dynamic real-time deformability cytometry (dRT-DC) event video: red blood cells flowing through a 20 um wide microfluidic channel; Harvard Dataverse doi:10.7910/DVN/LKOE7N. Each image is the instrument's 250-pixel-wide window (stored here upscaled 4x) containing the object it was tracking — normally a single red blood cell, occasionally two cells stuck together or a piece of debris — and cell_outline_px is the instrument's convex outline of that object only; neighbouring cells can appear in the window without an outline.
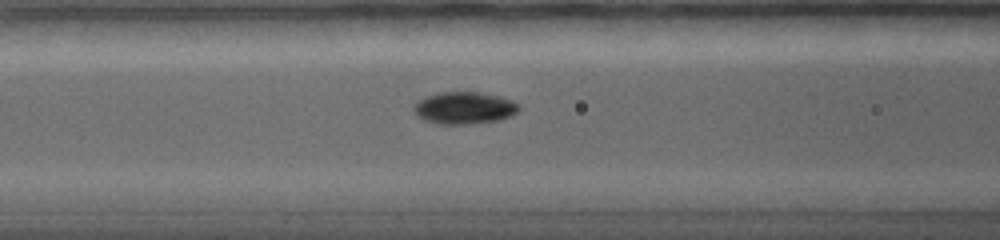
{"species": "common noctule bat (a hibernating species)", "species_latin": "Nyctalus noctula", "temperature_condition": "warm", "stored_images_in_passage": 23, "camera_frame_rate_fps": 5000, "um_per_image_px": 0.085, "animal": {"sex": "female", "body_mass_g": 19.0, "forearm_length_mm": 56.7}, "frame": {"image": 1, "passage_image": 7, "time_ms": 5.0, "image_size_px": [1000, 240], "cell_outline_px": [[520, 108], [512, 116], [500, 120], [468, 124], [436, 124], [424, 120], [416, 116], [412, 108], [412, 104], [424, 96], [440, 92], [476, 92], [496, 96], [512, 100]], "centroid_in_image_um": [39.39, 9.18], "position_along_channel_um": 127.2, "area_um2": 19.83}}
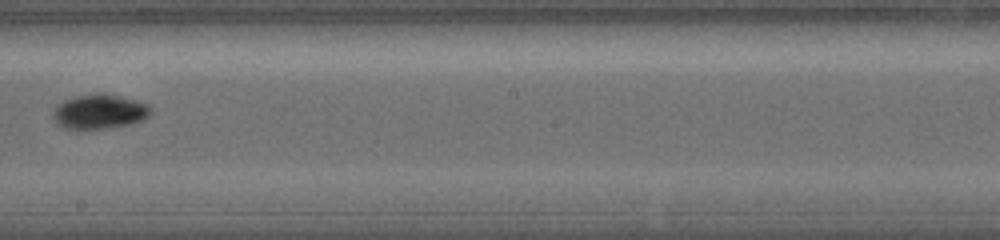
{"frame": {"image": 2, "passage_image": 11, "time_ms": 8.2, "image_size_px": [1000, 240], "cell_outline_px": [[152, 112], [144, 120], [132, 124], [108, 128], [76, 132], [64, 128], [56, 124], [52, 116], [52, 112], [64, 100], [76, 96], [96, 92], [104, 92], [136, 100], [148, 104], [152, 108]], "centroid_in_image_um": [8.45, 9.52], "position_along_channel_um": 239.8, "area_um2": 20.52}}
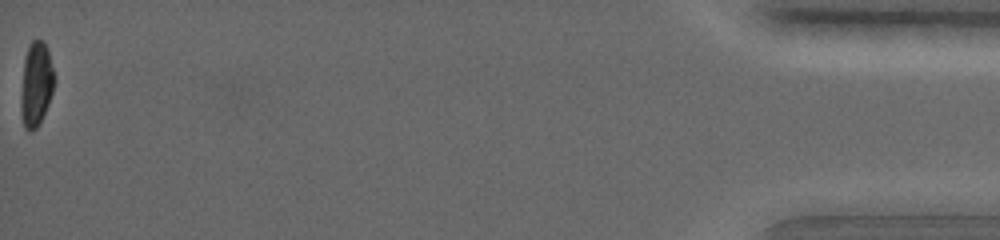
{"frame": {"image": 3, "passage_image": 23, "time_ms": 18.0, "image_size_px": [1000, 240], "cell_outline_px": [[56, 80], [48, 104], [36, 128], [24, 128], [20, 112], [20, 96], [24, 60], [28, 48], [32, 40], [44, 40], [48, 48], [56, 76]], "centroid_in_image_um": [3.08, 7.09], "position_along_channel_um": 432.1, "area_um2": 16.53}, "authors_computed_cell_mechanics": {"area_um2": 17.3978, "velocity_mm_per_s": 3.5336, "shape_relaxation_time_tau1_ms": 2.5029, "shape_relaxation_time_tau2_ms": null, "deformation_change_tau1": 0.1156, "deformation_change_tau2": null}}